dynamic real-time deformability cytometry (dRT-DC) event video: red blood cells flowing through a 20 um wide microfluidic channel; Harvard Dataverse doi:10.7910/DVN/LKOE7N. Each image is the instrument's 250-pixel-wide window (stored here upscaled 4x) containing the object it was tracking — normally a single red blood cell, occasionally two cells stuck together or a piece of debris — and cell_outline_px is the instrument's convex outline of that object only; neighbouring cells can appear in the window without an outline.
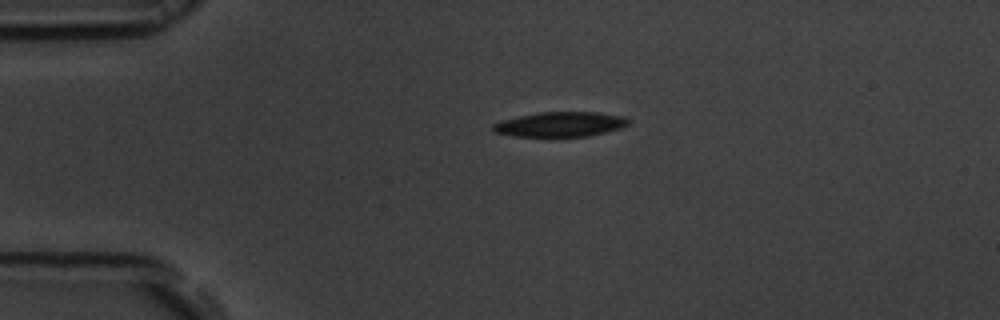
{"species": "common noctule bat (a hibernating species)", "species_latin": "Nyctalus noctula", "temperature_condition": "room temperature", "stored_images_in_passage": 36, "camera_frame_rate_fps": 3000, "um_per_image_px": 0.085, "animal": {"sex": "male", "body_mass_g": 19.5, "forearm_length_mm": 54.6}, "frame": {"image": 1, "passage_image": 1, "time_ms": 0.0, "image_size_px": [1000, 320], "cell_outline_px": [[628, 124], [620, 128], [608, 132], [588, 136], [512, 136], [492, 132], [492, 124], [500, 120], [540, 112], [596, 112], [624, 116], [628, 120]], "centroid_in_image_um": [47.59, 10.57], "position_along_channel_um": 37.4, "area_um2": 19.59}}
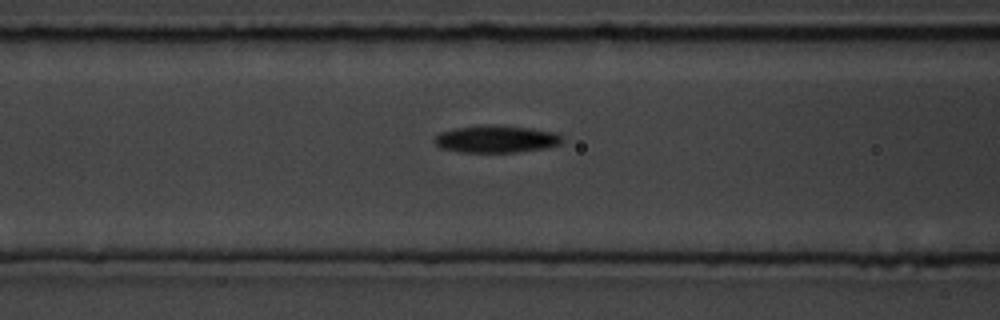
{"frame": {"image": 2, "passage_image": 11, "time_ms": 3.333, "image_size_px": [1000, 320], "cell_outline_px": [[564, 140], [560, 144], [544, 148], [516, 152], [460, 152], [440, 148], [432, 140], [440, 132], [456, 128], [484, 124], [492, 124], [532, 128], [556, 132], [564, 136]], "centroid_in_image_um": [42.19, 11.81], "position_along_channel_um": 124.4, "area_um2": 20.58}}
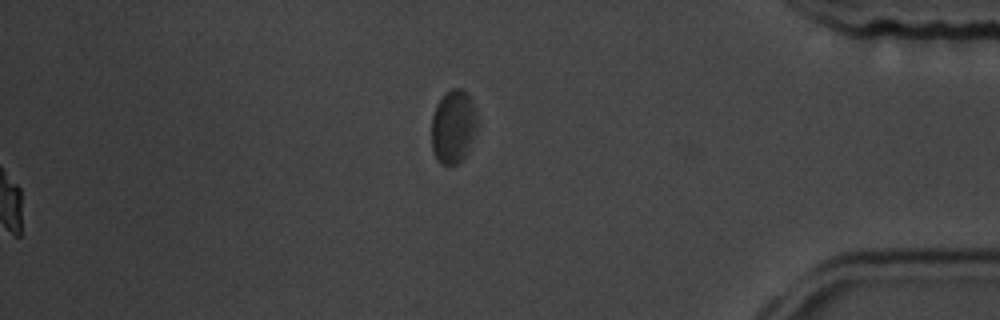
{"frame": {"image": 3, "passage_image": 36, "time_ms": 11.667, "image_size_px": [1000, 320], "cell_outline_px": [[476, 128], [464, 160], [456, 164], [440, 164], [436, 160], [432, 152], [432, 116], [436, 104], [452, 88], [460, 88], [468, 92], [472, 100], [476, 116]], "centroid_in_image_um": [38.51, 10.78], "position_along_channel_um": 396.7, "area_um2": 19.54}, "authors_computed_cell_mechanics": {"area_um2": 19.8254, "velocity_mm_per_s": 3.6531, "shape_relaxation_time_tau1_ms": 1.9593, "shape_relaxation_time_tau2_ms": 5.1839, "deformation_change_tau1": 0.078, "deformation_change_tau2": 0.1253}}